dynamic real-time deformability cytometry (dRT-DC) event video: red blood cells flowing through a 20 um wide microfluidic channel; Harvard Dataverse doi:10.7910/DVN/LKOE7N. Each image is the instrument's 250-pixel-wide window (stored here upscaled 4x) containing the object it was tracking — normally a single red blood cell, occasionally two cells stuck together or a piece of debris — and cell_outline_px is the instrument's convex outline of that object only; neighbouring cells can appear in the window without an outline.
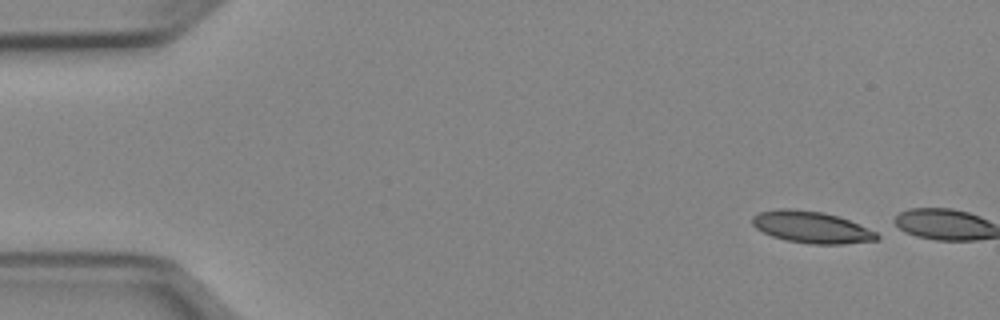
{"species": "Egyptian fruit bat (a non-hibernating species)", "species_latin": "Rousettus aegyptiacus", "temperature_condition": "cold", "stored_images_in_passage": 3, "camera_frame_rate_fps": 3000, "um_per_image_px": 0.085, "animal": {"sex": "female"}, "frame": {"image": 1, "passage_image": 1, "time_ms": 0.0, "image_size_px": [1000, 320], "cell_outline_px": [[880, 236], [876, 240], [844, 244], [812, 244], [788, 240], [772, 236], [756, 228], [752, 224], [752, 216], [760, 212], [780, 208], [788, 208], [824, 212], [848, 220], [876, 232]], "centroid_in_image_um": [68.96, 19.31], "position_along_channel_um": 16.0, "area_um2": 22.77}}